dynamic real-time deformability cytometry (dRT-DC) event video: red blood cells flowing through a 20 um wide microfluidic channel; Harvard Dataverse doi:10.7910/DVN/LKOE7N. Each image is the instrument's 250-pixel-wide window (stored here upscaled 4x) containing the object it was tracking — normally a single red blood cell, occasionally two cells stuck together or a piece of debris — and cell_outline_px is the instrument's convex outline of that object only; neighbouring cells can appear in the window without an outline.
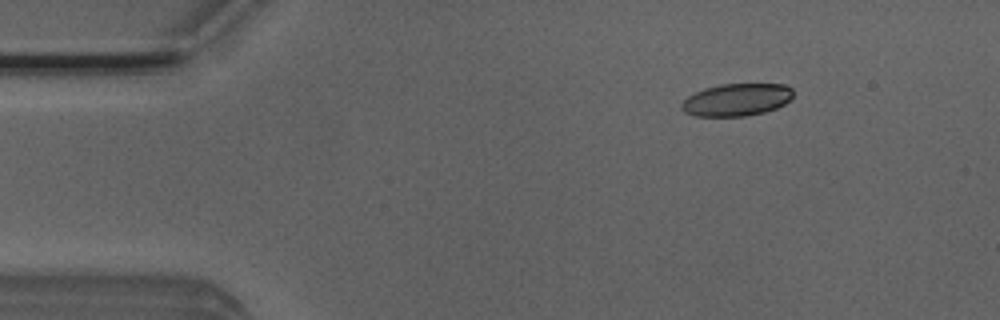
{"species": "Egyptian fruit bat (a non-hibernating species)", "species_latin": "Rousettus aegyptiacus", "temperature_condition": "room temperature", "stored_images_in_passage": 4, "camera_frame_rate_fps": 3000, "um_per_image_px": 0.085, "animal": {"sex": "male"}, "frame": {"image": 1, "passage_image": 1, "time_ms": 0.0, "image_size_px": [1000, 320], "cell_outline_px": [[792, 96], [784, 104], [776, 108], [764, 112], [744, 116], [692, 116], [684, 112], [680, 108], [680, 104], [688, 96], [704, 88], [720, 84], [784, 84], [792, 88]], "centroid_in_image_um": [62.57, 8.48], "position_along_channel_um": 22.4, "area_um2": 21.1}}